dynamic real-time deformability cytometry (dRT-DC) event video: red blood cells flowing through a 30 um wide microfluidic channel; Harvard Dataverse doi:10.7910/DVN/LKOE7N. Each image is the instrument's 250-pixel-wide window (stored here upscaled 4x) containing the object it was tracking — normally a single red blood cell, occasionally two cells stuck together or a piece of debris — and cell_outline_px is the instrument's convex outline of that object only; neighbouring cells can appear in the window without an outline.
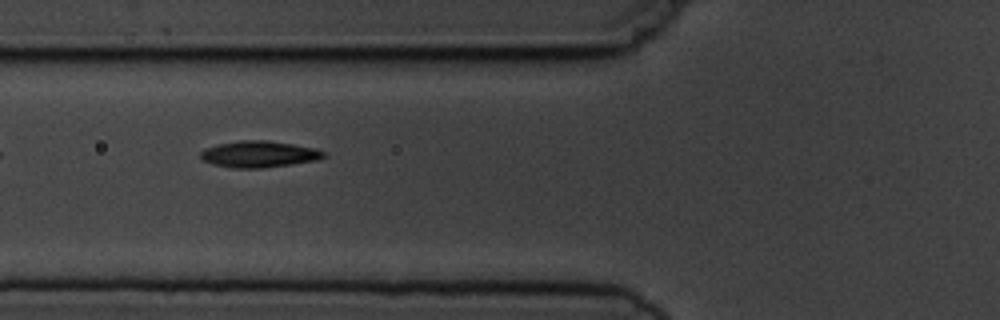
{"species": "common noctule bat (a hibernating species)", "species_latin": "Nyctalus noctula", "temperature_condition": "cold", "stored_images_in_passage": 16, "camera_frame_rate_fps": 3000, "um_per_image_px": 0.085, "animal": {"sex": "male", "body_mass_g": 19.5, "forearm_length_mm": 54.6}, "frame": {"image": 1, "passage_image": 7, "time_ms": 7.667, "image_size_px": [1000, 320], "cell_outline_px": [[328, 156], [320, 160], [292, 164], [260, 168], [236, 168], [212, 164], [204, 160], [200, 156], [200, 152], [204, 148], [216, 144], [240, 140], [264, 140], [292, 144], [316, 148], [328, 152]], "centroid_in_image_um": [22.07, 13.1], "position_along_channel_um": 103.7, "area_um2": 19.19}}
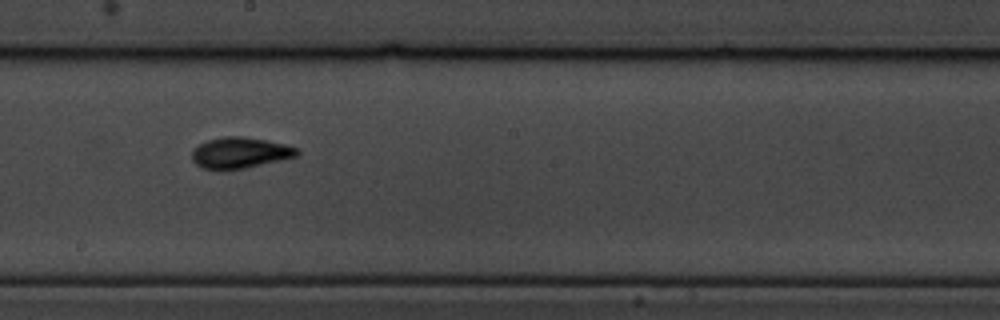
{"frame": {"image": 2, "passage_image": 10, "time_ms": 11.0, "image_size_px": [1000, 320], "cell_outline_px": [[300, 152], [296, 156], [244, 168], [204, 168], [196, 164], [192, 160], [192, 148], [208, 140], [224, 136], [244, 136], [284, 144], [300, 148]], "centroid_in_image_um": [20.4, 12.95], "position_along_channel_um": 227.8, "area_um2": 18.55}}
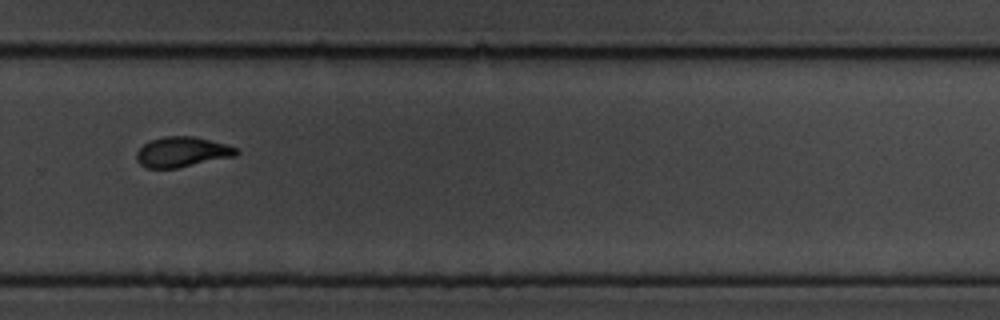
{"frame": {"image": 3, "passage_image": 12, "time_ms": 13.333, "image_size_px": [1000, 320], "cell_outline_px": [[240, 152], [236, 156], [176, 168], [148, 168], [140, 164], [136, 160], [136, 152], [148, 140], [164, 136], [192, 136], [240, 148]], "centroid_in_image_um": [15.47, 12.91], "position_along_channel_um": 314.3, "area_um2": 17.57}, "authors_computed_cell_mechanics": {"area_um2": 17.8024, "velocity_mm_per_s": 3.7096, "shape_relaxation_time_tau1_ms": 6.9577, "shape_relaxation_time_tau2_ms": 2.9992, "deformation_change_tau1": 0.1829, "deformation_change_tau2": 0.0985}}